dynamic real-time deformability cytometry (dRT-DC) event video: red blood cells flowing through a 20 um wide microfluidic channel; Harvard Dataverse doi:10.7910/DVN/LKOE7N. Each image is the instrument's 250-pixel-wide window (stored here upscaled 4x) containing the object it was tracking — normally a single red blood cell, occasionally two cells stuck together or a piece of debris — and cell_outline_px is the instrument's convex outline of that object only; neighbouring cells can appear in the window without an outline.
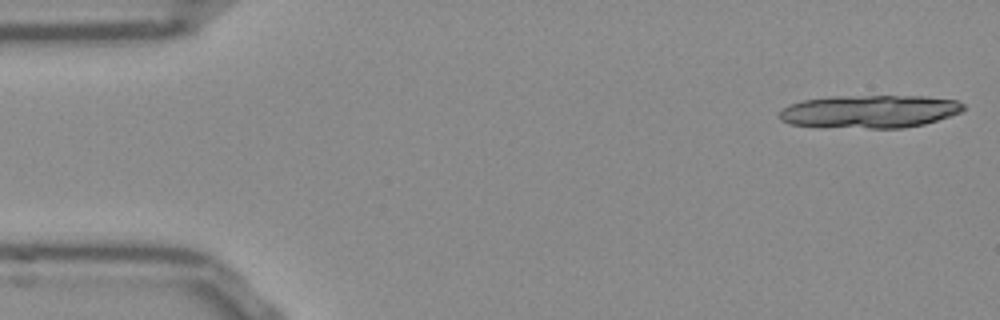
{"species": "Egyptian fruit bat (a non-hibernating species)", "species_latin": "Rousettus aegyptiacus", "temperature_condition": "room temperature", "stored_images_in_passage": 18, "segment_of_instrument_passage": [1, 2], "camera_frame_rate_fps": 3000, "um_per_image_px": 0.085, "frame": {"image": 1, "passage_image": 1, "time_ms": 0.0, "image_size_px": [1000, 320], "cell_outline_px": [[964, 108], [960, 112], [924, 124], [904, 128], [820, 128], [788, 124], [780, 120], [780, 112], [784, 108], [792, 104], [804, 100], [832, 96], [924, 96], [956, 100], [964, 104]], "centroid_in_image_um": [73.87, 9.49], "position_along_channel_um": 11.1, "area_um2": 35.6}}